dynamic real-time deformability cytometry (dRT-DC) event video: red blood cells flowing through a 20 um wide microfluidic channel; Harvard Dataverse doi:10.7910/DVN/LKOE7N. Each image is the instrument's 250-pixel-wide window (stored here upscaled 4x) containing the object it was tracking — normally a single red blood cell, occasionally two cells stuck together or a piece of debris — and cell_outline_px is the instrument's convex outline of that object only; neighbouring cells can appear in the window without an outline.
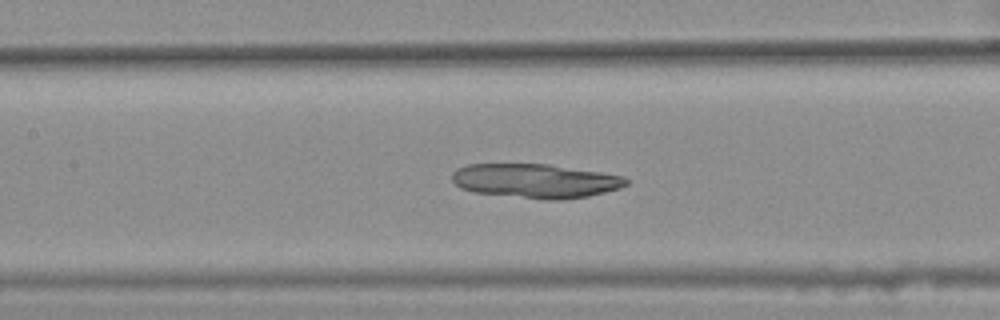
{"species": "common noctule bat (a hibernating species)", "species_latin": "Nyctalus noctula", "temperature_condition": "warm", "stored_images_in_passage": 45, "camera_frame_rate_fps": 3000, "um_per_image_px": 0.085, "animal": {"sex": "female", "body_mass_g": 25.1}, "frame": {"image": 1, "passage_image": 24, "time_ms": 7.667, "image_size_px": [1000, 320], "cell_outline_px": [[628, 184], [620, 188], [588, 196], [564, 200], [548, 200], [472, 192], [460, 188], [452, 180], [452, 172], [456, 168], [468, 164], [548, 164], [600, 172], [624, 176], [628, 180]], "centroid_in_image_um": [45.5, 15.38], "position_along_channel_um": 161.9, "area_um2": 34.8}}
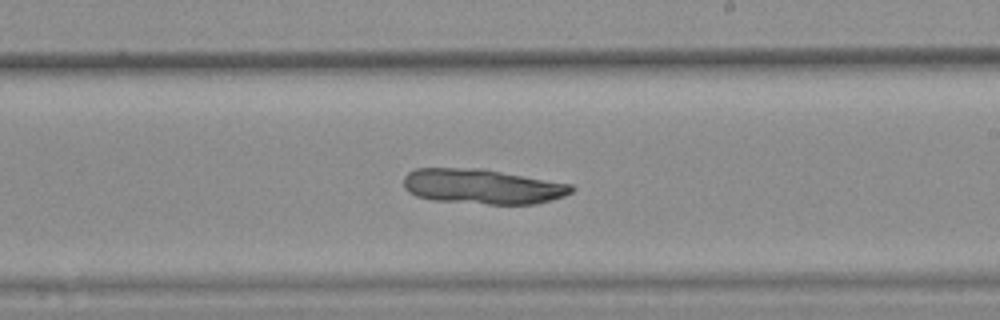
{"frame": {"image": 2, "passage_image": 31, "time_ms": 10.0, "image_size_px": [1000, 320], "cell_outline_px": [[576, 188], [572, 192], [564, 196], [552, 200], [536, 204], [488, 204], [432, 200], [416, 196], [408, 192], [404, 188], [404, 176], [408, 172], [416, 168], [484, 168], [572, 184]], "centroid_in_image_um": [41.02, 15.85], "position_along_channel_um": 248.0, "area_um2": 34.62}}
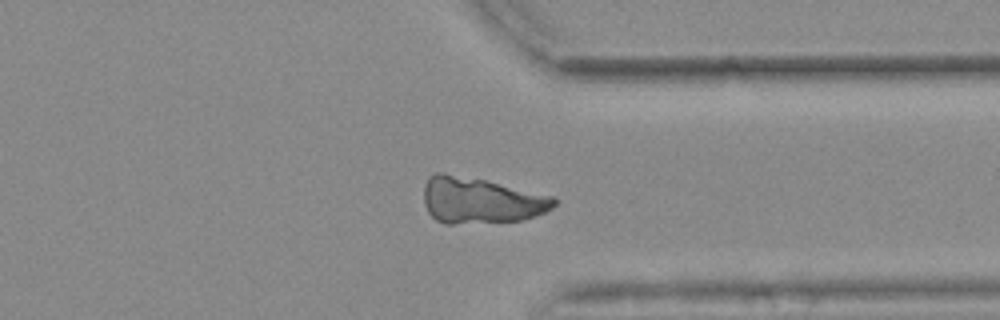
{"frame": {"image": 3, "passage_image": 41, "time_ms": 13.333, "image_size_px": [1000, 320], "cell_outline_px": [[556, 204], [552, 208], [544, 212], [524, 220], [452, 224], [444, 224], [436, 220], [428, 212], [424, 204], [424, 184], [436, 172], [444, 172], [484, 180], [556, 196]], "centroid_in_image_um": [40.86, 17.04], "position_along_channel_um": 370.5, "area_um2": 35.03}}